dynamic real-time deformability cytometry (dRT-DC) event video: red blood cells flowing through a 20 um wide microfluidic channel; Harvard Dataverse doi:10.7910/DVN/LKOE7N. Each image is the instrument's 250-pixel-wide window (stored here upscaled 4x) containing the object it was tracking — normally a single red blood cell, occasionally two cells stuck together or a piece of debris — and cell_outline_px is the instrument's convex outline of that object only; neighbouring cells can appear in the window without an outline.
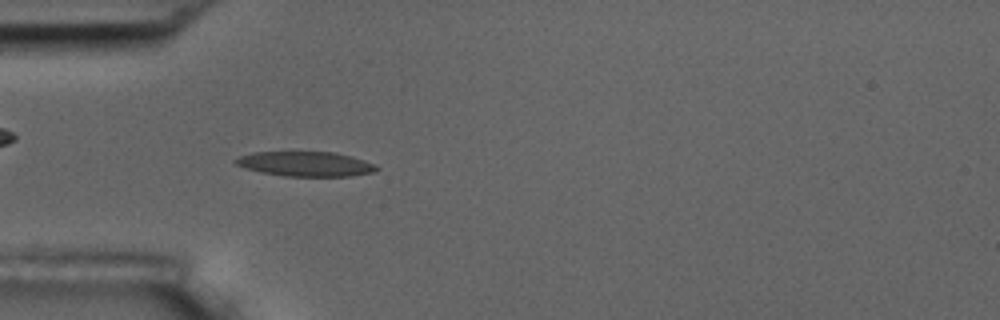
{"species": "common noctule bat (a hibernating species)", "species_latin": "Nyctalus noctula", "temperature_condition": "room temperature", "stored_images_in_passage": 55, "camera_frame_rate_fps": 3000, "um_per_image_px": 0.085, "animal": {"sex": "male", "body_mass_g": 17.5, "forearm_length_mm": 52.3}, "frame": {"image": 1, "passage_image": 16, "time_ms": 5.0, "image_size_px": [1000, 320], "cell_outline_px": [[380, 168], [372, 172], [352, 176], [284, 176], [260, 172], [244, 168], [236, 164], [232, 160], [240, 156], [252, 152], [332, 152], [352, 156], [376, 164]], "centroid_in_image_um": [25.96, 13.93], "position_along_channel_um": 59.0, "area_um2": 20.4}}
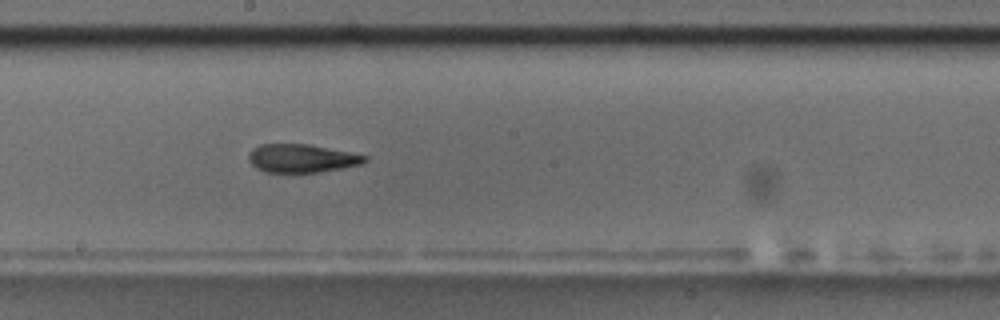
{"frame": {"image": 2, "passage_image": 30, "time_ms": 9.667, "image_size_px": [1000, 320], "cell_outline_px": [[368, 160], [360, 164], [344, 168], [320, 172], [264, 172], [256, 168], [248, 160], [248, 152], [252, 148], [260, 144], [308, 144], [368, 156]], "centroid_in_image_um": [25.61, 13.46], "position_along_channel_um": 222.6, "area_um2": 19.19}}
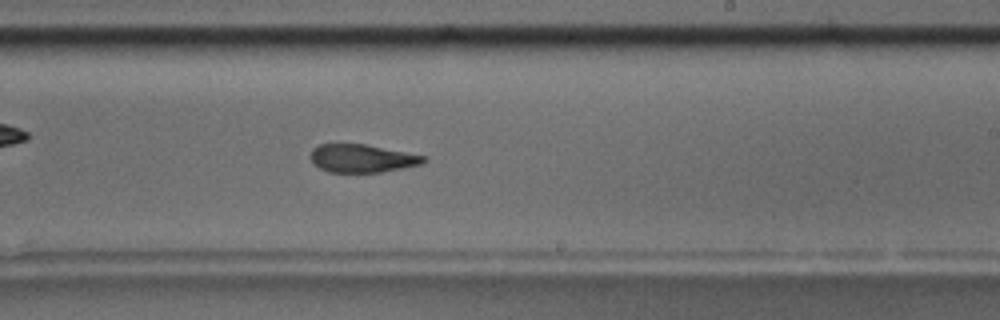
{"frame": {"image": 3, "passage_image": 33, "time_ms": 10.667, "image_size_px": [1000, 320], "cell_outline_px": [[428, 160], [424, 164], [404, 168], [380, 172], [328, 172], [312, 164], [308, 156], [312, 148], [320, 144], [364, 144], [428, 156]], "centroid_in_image_um": [30.78, 13.46], "position_along_channel_um": 258.2, "area_um2": 18.84}, "authors_computed_cell_mechanics": {"area_um2": 19.652, "velocity_mm_per_s": 3.5798, "shape_relaxation_time_tau1_ms": null, "shape_relaxation_time_tau2_ms": 2.4863, "deformation_change_tau1": null, "deformation_change_tau2": 0.1008}}